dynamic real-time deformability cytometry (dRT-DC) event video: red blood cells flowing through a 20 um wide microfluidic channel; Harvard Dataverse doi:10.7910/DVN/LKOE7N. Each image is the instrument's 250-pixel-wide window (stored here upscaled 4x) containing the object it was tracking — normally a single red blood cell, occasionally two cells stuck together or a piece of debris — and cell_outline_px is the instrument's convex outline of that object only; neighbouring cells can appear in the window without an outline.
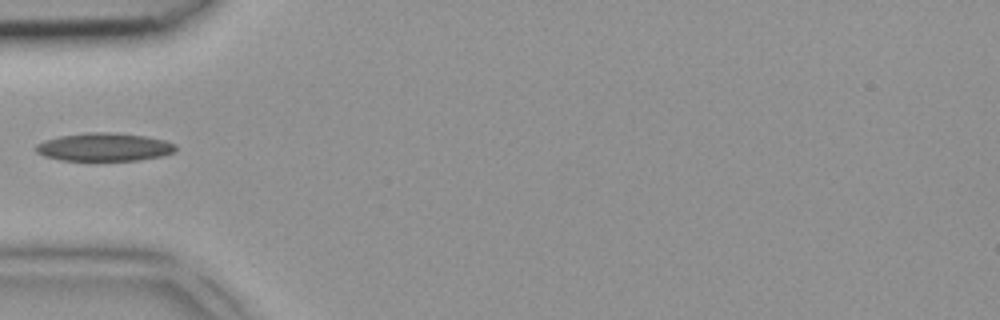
{"species": "common noctule bat (a hibernating species)", "species_latin": "Nyctalus noctula", "temperature_condition": "room temperature", "stored_images_in_passage": 4, "camera_frame_rate_fps": 3000, "um_per_image_px": 0.085, "animal": {"sex": "female", "body_mass_g": 18.4}, "frame": {"image": 1, "passage_image": 4, "time_ms": 1.0, "image_size_px": [1000, 320], "cell_outline_px": [[176, 152], [164, 156], [140, 160], [60, 160], [44, 156], [36, 152], [32, 148], [36, 144], [44, 140], [60, 136], [84, 132], [108, 132], [144, 136], [164, 140], [176, 144]], "centroid_in_image_um": [8.84, 12.5], "position_along_channel_um": 76.2, "area_um2": 23.12}}